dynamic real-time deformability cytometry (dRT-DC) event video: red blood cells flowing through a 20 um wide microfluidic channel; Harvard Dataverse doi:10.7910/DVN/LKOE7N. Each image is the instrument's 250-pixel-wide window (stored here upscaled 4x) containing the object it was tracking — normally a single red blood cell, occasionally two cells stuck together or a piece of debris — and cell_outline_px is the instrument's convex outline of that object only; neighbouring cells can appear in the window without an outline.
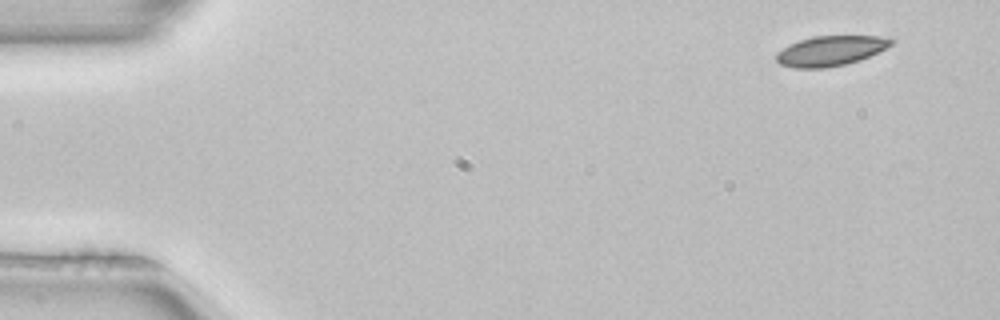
{"species": "common noctule bat (a hibernating species)", "species_latin": "Nyctalus noctula", "temperature_condition": "room temperature", "stored_images_in_passage": 5, "camera_frame_rate_fps": 3000, "um_per_image_px": 0.085, "animal": {"sex": "female", "body_mass_g": 22.7, "forearm_length_mm": 54.2}, "frame": {"image": 1, "passage_image": 1, "time_ms": 0.0, "image_size_px": [1000, 320], "cell_outline_px": [[896, 40], [892, 44], [860, 60], [844, 64], [824, 68], [792, 68], [780, 64], [776, 60], [776, 52], [788, 44], [812, 36], [892, 36]], "centroid_in_image_um": [70.58, 4.31], "position_along_channel_um": 14.4, "area_um2": 20.17}}
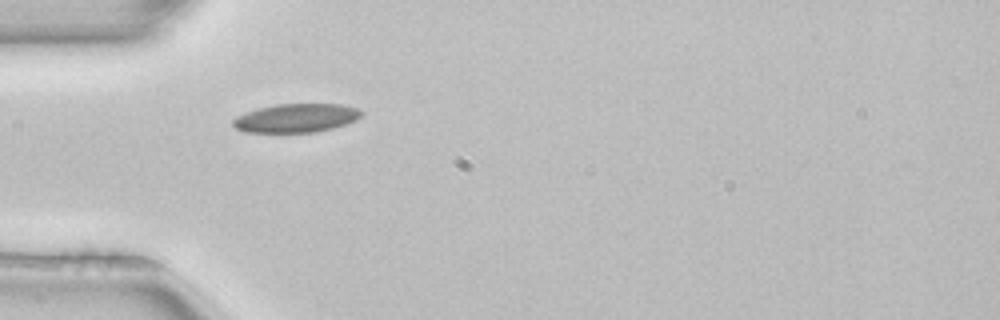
{"frame": {"image": 2, "passage_image": 4, "time_ms": 1.0, "image_size_px": [1000, 320], "cell_outline_px": [[364, 112], [356, 120], [332, 128], [316, 132], [244, 132], [236, 128], [232, 124], [232, 120], [236, 116], [260, 108], [276, 104], [340, 104], [356, 108]], "centroid_in_image_um": [25.17, 10.03], "position_along_channel_um": 59.8, "area_um2": 21.27}}